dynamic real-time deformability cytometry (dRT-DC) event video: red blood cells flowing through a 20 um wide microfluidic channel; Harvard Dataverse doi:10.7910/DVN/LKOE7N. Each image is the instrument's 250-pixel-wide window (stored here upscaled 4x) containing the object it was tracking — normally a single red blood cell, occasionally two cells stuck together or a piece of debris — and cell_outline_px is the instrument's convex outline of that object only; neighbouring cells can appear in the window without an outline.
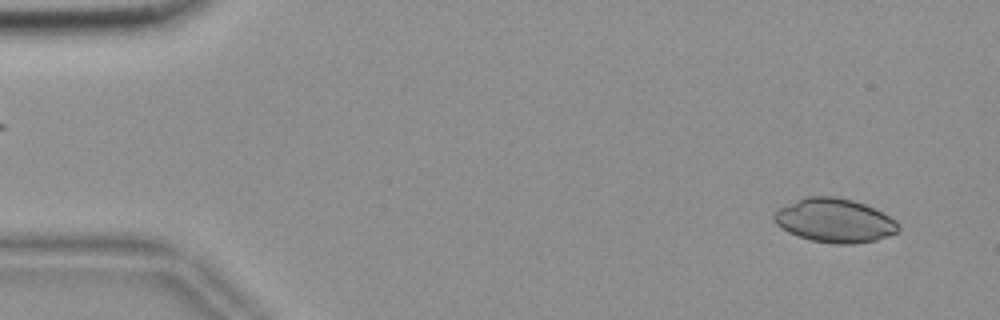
{"species": "common noctule bat (a hibernating species)", "species_latin": "Nyctalus noctula", "temperature_condition": "room temperature", "stored_images_in_passage": 55, "camera_frame_rate_fps": 3000, "um_per_image_px": 0.085, "animal": {"sex": "female", "body_mass_g": 18.4}, "frame": {"image": 1, "passage_image": 3, "time_ms": 0.667, "image_size_px": [1000, 320], "cell_outline_px": [[900, 228], [896, 232], [888, 236], [876, 240], [852, 244], [836, 244], [812, 240], [788, 232], [776, 224], [772, 220], [772, 216], [780, 208], [804, 196], [836, 196], [852, 200], [864, 204], [896, 220], [900, 224]], "centroid_in_image_um": [70.93, 18.74], "position_along_channel_um": 14.1, "area_um2": 31.62}}
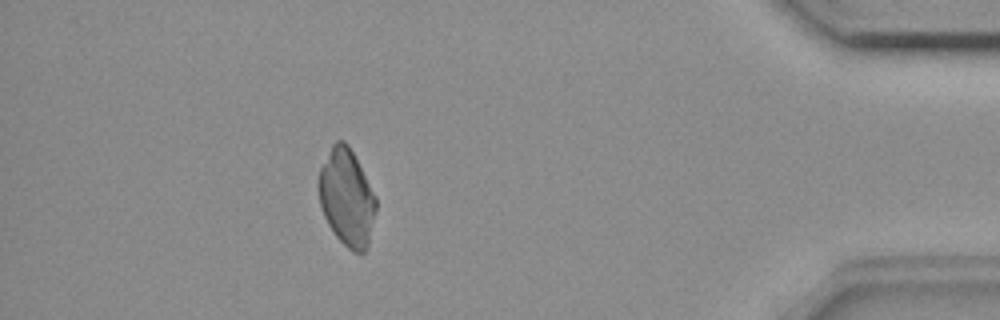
{"frame": {"image": 2, "passage_image": 49, "time_ms": 16.0, "image_size_px": [1000, 320], "cell_outline_px": [[376, 212], [368, 244], [364, 252], [352, 252], [336, 236], [328, 224], [324, 216], [320, 204], [316, 184], [316, 180], [320, 168], [332, 144], [336, 140], [344, 140], [348, 144], [376, 196]], "centroid_in_image_um": [29.45, 16.77], "position_along_channel_um": 405.8, "area_um2": 32.48}}